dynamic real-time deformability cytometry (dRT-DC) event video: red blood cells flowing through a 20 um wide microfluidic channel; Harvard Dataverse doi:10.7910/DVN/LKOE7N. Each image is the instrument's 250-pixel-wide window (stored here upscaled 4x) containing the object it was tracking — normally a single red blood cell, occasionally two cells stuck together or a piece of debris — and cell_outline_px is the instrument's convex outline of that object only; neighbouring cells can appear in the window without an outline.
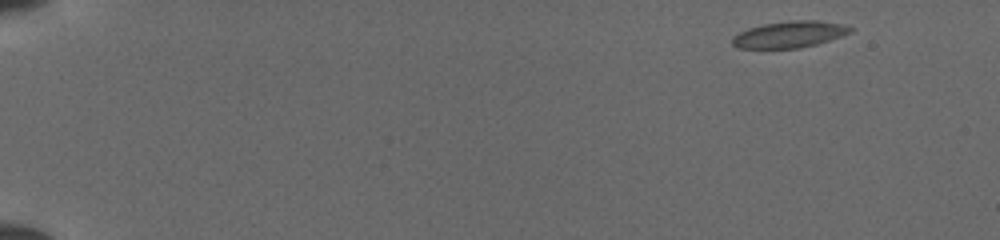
{"species": "common noctule bat (a hibernating species)", "species_latin": "Nyctalus noctula", "temperature_condition": "cold", "stored_images_in_passage": 47, "camera_frame_rate_fps": 3000, "um_per_image_px": 0.085, "animal": {"sex": "female", "body_mass_g": 19.5, "forearm_length_mm": 54.1}, "frame": {"image": 1, "passage_image": 1, "time_ms": 0.0, "image_size_px": [1000, 240], "cell_outline_px": [[856, 28], [852, 32], [816, 44], [800, 48], [736, 48], [732, 44], [732, 36], [748, 28], [764, 24], [788, 20], [816, 20], [840, 24]], "centroid_in_image_um": [67.09, 2.92], "position_along_channel_um": 17.9, "area_um2": 18.21}}
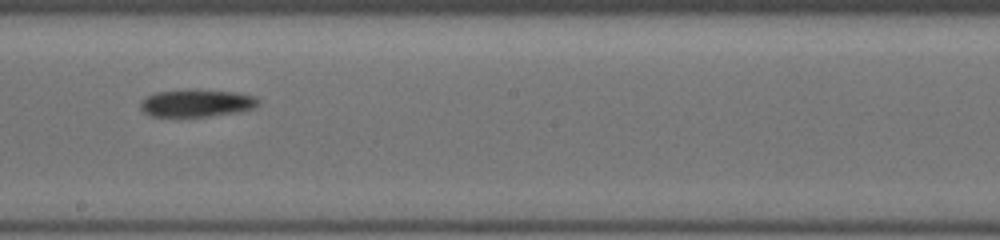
{"frame": {"image": 2, "passage_image": 27, "time_ms": 8.667, "image_size_px": [1000, 240], "cell_outline_px": [[260, 104], [256, 108], [240, 112], [208, 116], [152, 116], [144, 112], [140, 108], [140, 100], [144, 96], [156, 92], [188, 88], [192, 88], [240, 92], [256, 96], [260, 100]], "centroid_in_image_um": [16.75, 8.73], "position_along_channel_um": 231.4, "area_um2": 19.59}}
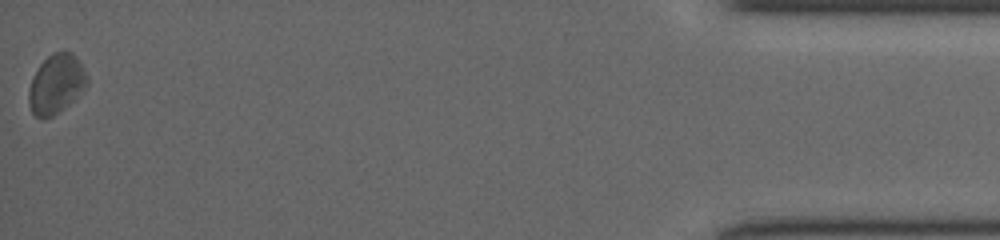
{"frame": {"image": 3, "passage_image": 47, "time_ms": 15.333, "image_size_px": [1000, 240], "cell_outline_px": [[88, 84], [64, 108], [52, 116], [44, 120], [40, 120], [32, 112], [28, 104], [28, 92], [32, 76], [40, 64], [52, 52], [72, 52], [76, 56], [88, 76]], "centroid_in_image_um": [4.75, 7.15], "position_along_channel_um": 430.5, "area_um2": 20.17}}